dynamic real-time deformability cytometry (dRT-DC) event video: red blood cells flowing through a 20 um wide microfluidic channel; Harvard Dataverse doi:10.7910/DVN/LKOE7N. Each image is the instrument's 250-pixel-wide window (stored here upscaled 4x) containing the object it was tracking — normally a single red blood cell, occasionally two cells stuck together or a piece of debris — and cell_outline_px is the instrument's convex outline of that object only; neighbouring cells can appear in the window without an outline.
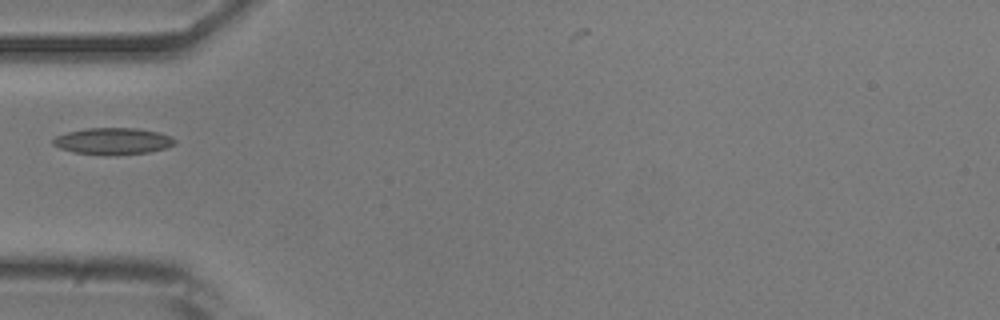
{"species": "common noctule bat (a hibernating species)", "species_latin": "Nyctalus noctula", "temperature_condition": "room temperature", "stored_images_in_passage": 6, "camera_frame_rate_fps": 3000, "um_per_image_px": 0.085, "animal": {"sex": "male", "body_mass_g": 20.5, "forearm_length_mm": 52.5}, "frame": {"image": 1, "passage_image": 1, "time_ms": 0.0, "image_size_px": [1000, 320], "cell_outline_px": [[176, 144], [164, 148], [148, 152], [116, 156], [76, 152], [60, 148], [52, 144], [52, 140], [56, 136], [68, 132], [88, 128], [136, 128], [156, 132], [172, 136], [176, 140]], "centroid_in_image_um": [9.62, 12.0], "position_along_channel_um": 75.4, "area_um2": 18.84}}